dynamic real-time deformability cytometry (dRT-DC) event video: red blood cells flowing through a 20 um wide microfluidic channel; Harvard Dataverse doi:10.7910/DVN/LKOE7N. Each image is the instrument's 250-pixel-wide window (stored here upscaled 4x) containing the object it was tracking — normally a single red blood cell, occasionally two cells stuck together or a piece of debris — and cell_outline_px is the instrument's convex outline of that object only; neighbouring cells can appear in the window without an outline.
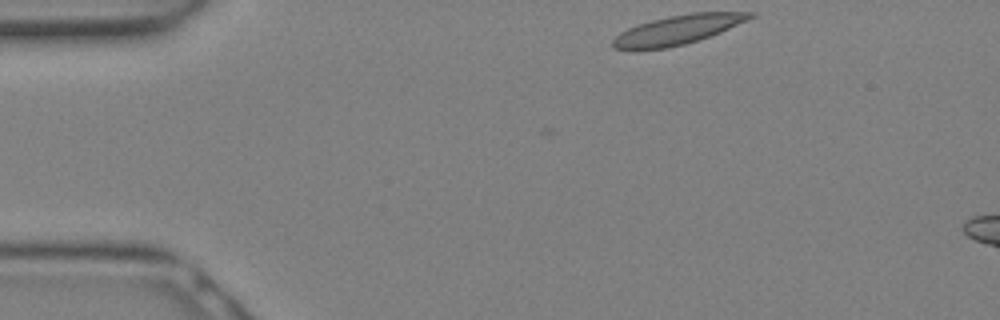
{"species": "Egyptian fruit bat (a non-hibernating species)", "species_latin": "Rousettus aegyptiacus", "temperature_condition": "warm", "stored_images_in_passage": 4, "camera_frame_rate_fps": 3000, "um_per_image_px": 0.085, "animal": {"sex": "female"}, "frame": {"image": 1, "passage_image": 1, "time_ms": 0.0, "image_size_px": [1000, 320], "cell_outline_px": [[756, 16], [748, 20], [720, 32], [684, 44], [668, 48], [616, 48], [612, 44], [612, 40], [620, 32], [628, 28], [652, 20], [692, 12], [756, 12]], "centroid_in_image_um": [57.68, 2.5], "position_along_channel_um": 27.3, "area_um2": 22.72}}